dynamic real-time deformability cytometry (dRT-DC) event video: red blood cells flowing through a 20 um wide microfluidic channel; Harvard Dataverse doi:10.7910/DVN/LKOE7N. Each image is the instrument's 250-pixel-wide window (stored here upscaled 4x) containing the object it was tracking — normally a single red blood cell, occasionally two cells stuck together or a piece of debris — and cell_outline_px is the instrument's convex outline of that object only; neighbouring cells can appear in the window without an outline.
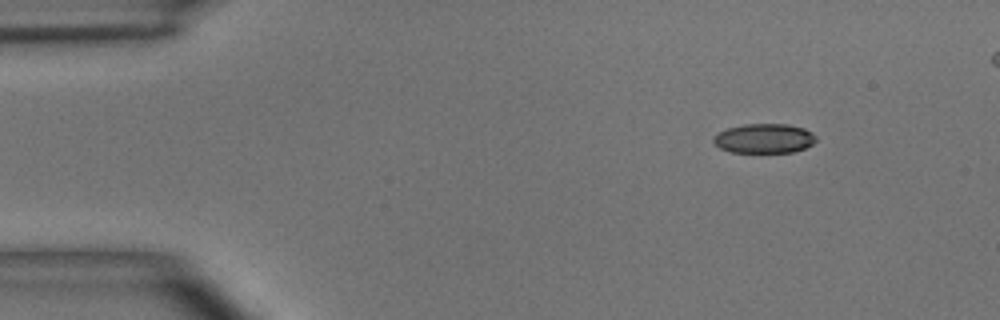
{"species": "common noctule bat (a hibernating species)", "species_latin": "Nyctalus noctula", "temperature_condition": "room temperature", "stored_images_in_passage": 4, "segment_of_instrument_passage": [2, 2], "camera_frame_rate_fps": 3000, "um_per_image_px": 0.085, "animal": {"sex": "male", "body_mass_g": 15.6}, "frame": {"image": 1, "passage_image": 4, "time_ms": 3.667, "image_size_px": [1000, 320], "cell_outline_px": [[816, 140], [812, 144], [804, 148], [792, 152], [732, 152], [720, 148], [712, 140], [720, 132], [728, 128], [744, 124], [788, 124], [804, 128], [812, 132], [816, 136]], "centroid_in_image_um": [64.99, 11.76], "position_along_channel_um": 20.0, "area_um2": 17.46}}